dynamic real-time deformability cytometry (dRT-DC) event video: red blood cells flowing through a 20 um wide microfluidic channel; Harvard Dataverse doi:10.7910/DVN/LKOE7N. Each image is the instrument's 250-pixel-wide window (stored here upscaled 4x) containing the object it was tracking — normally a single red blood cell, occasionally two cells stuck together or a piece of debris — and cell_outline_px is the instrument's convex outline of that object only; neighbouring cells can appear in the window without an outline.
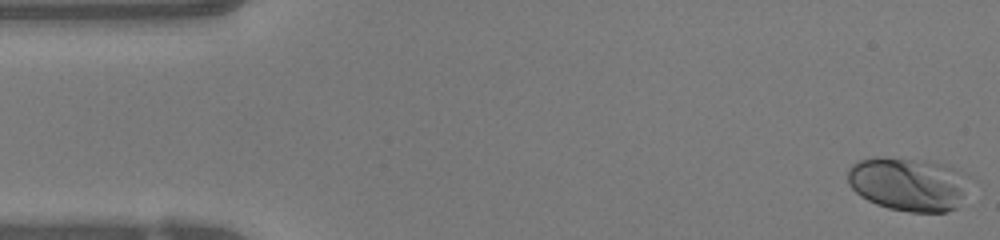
{"species": "human", "species_latin": "Homo sapiens", "temperature_condition": "warm", "stored_images_in_passage": 49, "camera_frame_rate_fps": 3000, "um_per_image_px": 0.085, "donor": {"sex": "female"}, "frame": {"image": 1, "passage_image": 1, "time_ms": 0.0, "image_size_px": [1000, 240], "cell_outline_px": [[976, 180], [956, 208], [944, 212], [908, 212], [888, 208], [876, 204], [860, 196], [848, 184], [848, 168], [852, 164], [860, 160], [876, 156], [928, 160], [948, 164]], "centroid_in_image_um": [77.3, 15.63], "position_along_channel_um": 7.7, "area_um2": 39.19}}
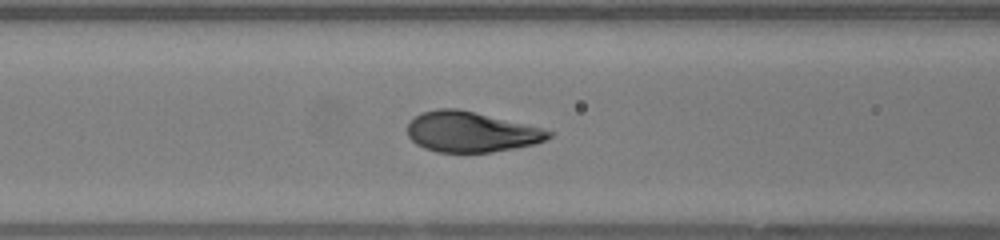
{"frame": {"image": 2, "passage_image": 19, "time_ms": 6.0, "image_size_px": [1000, 240], "cell_outline_px": [[556, 132], [552, 136], [536, 144], [492, 152], [436, 152], [424, 148], [416, 144], [408, 136], [408, 124], [420, 112], [440, 108], [456, 108], [540, 128]], "centroid_in_image_um": [40.02, 11.22], "position_along_channel_um": 126.6, "area_um2": 32.89}}
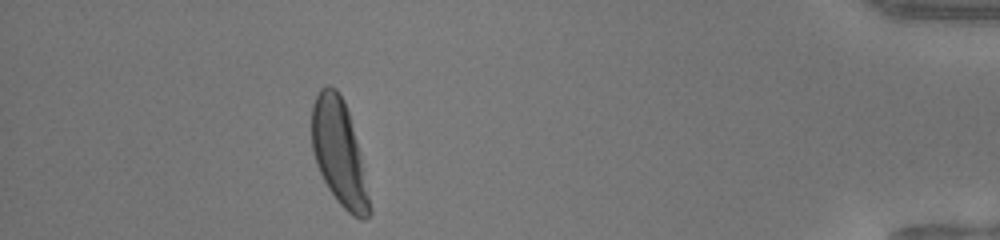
{"frame": {"image": 3, "passage_image": 44, "time_ms": 14.333, "image_size_px": [1000, 240], "cell_outline_px": [[372, 212], [364, 220], [360, 220], [352, 216], [336, 200], [328, 188], [316, 164], [312, 148], [312, 104], [320, 88], [328, 84], [336, 88], [344, 100], [348, 112], [372, 208]], "centroid_in_image_um": [28.79, 12.99], "position_along_channel_um": 406.4, "area_um2": 34.74}, "authors_computed_cell_mechanics": {"area_um2": 34.102, "velocity_mm_per_s": 4.0769, "shape_relaxation_time_tau1_ms": 2.7756, "shape_relaxation_time_tau2_ms": null, "deformation_change_tau1": 0.1887, "deformation_change_tau2": null}}